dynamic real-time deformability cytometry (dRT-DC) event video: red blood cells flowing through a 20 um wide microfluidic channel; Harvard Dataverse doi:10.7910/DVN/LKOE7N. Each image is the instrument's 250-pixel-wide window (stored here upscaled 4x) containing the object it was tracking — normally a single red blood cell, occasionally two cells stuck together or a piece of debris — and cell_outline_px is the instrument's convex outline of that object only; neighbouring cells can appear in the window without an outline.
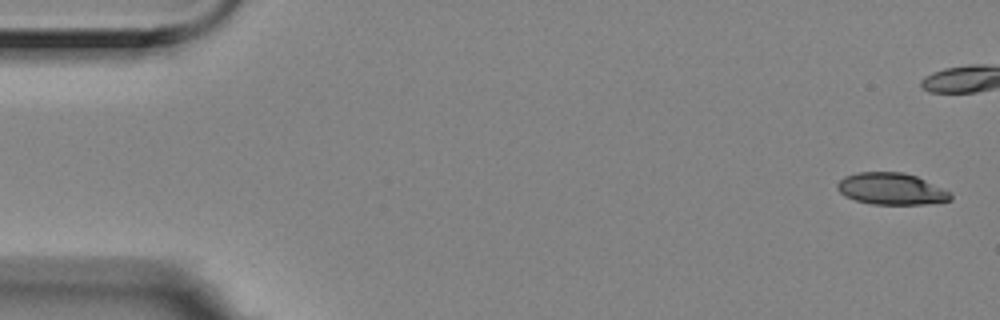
{"species": "Egyptian fruit bat (a non-hibernating species)", "species_latin": "Rousettus aegyptiacus", "temperature_condition": "room temperature", "stored_images_in_passage": 6, "camera_frame_rate_fps": 3000, "um_per_image_px": 0.085, "animal": {"sex": "female"}, "frame": {"image": 1, "passage_image": 1, "time_ms": 0.0, "image_size_px": [1000, 320], "cell_outline_px": [[952, 200], [924, 204], [872, 204], [856, 200], [844, 196], [836, 188], [836, 184], [844, 176], [856, 172], [904, 172], [916, 176], [948, 192], [952, 196]], "centroid_in_image_um": [75.7, 16.05], "position_along_channel_um": 9.3, "area_um2": 20.75}}
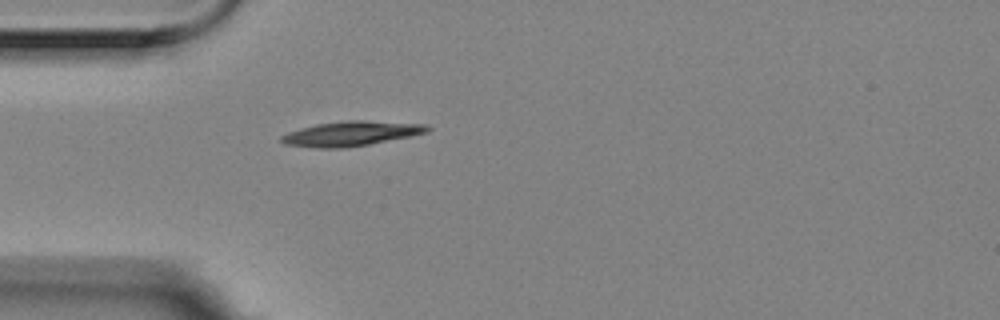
{"frame": {"image": 2, "passage_image": 6, "time_ms": 1.667, "image_size_px": [1000, 320], "cell_outline_px": [[432, 128], [428, 132], [412, 136], [348, 148], [316, 148], [284, 144], [280, 140], [280, 136], [288, 132], [300, 128], [316, 124], [348, 120], [364, 120], [428, 124]], "centroid_in_image_um": [29.87, 11.35], "position_along_channel_um": 55.1, "area_um2": 21.27}}